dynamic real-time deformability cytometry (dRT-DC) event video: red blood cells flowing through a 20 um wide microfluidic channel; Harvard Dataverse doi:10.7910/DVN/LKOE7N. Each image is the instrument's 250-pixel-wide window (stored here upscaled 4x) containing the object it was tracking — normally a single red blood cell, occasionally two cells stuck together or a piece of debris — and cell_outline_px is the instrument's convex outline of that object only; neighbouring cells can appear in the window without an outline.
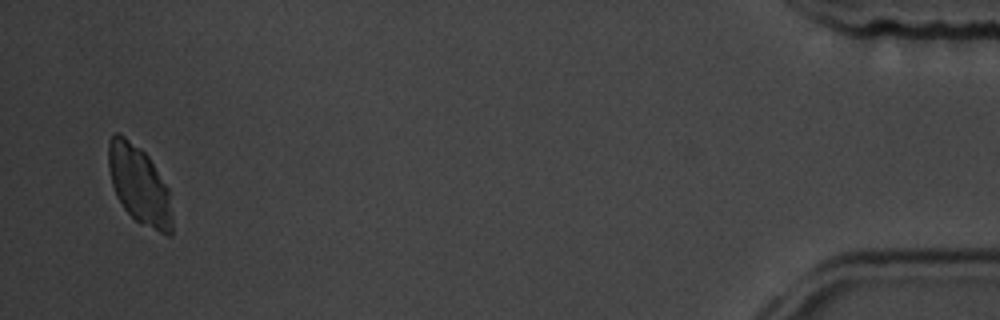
{"species": "common noctule bat (a hibernating species)", "species_latin": "Nyctalus noctula", "temperature_condition": "room temperature", "stored_images_in_passage": 40, "camera_frame_rate_fps": 3000, "um_per_image_px": 0.085, "animal": {"sex": "male", "body_mass_g": 19.5, "forearm_length_mm": 54.6}, "frame": {"image": 1, "passage_image": 38, "time_ms": 12.333, "image_size_px": [1000, 320], "cell_outline_px": [[172, 236], [168, 236], [136, 220], [124, 208], [116, 196], [112, 184], [108, 168], [108, 140], [116, 132], [120, 132], [140, 148], [148, 156], [168, 188], [172, 216]], "centroid_in_image_um": [11.82, 15.69], "position_along_channel_um": 423.4, "area_um2": 28.96}}